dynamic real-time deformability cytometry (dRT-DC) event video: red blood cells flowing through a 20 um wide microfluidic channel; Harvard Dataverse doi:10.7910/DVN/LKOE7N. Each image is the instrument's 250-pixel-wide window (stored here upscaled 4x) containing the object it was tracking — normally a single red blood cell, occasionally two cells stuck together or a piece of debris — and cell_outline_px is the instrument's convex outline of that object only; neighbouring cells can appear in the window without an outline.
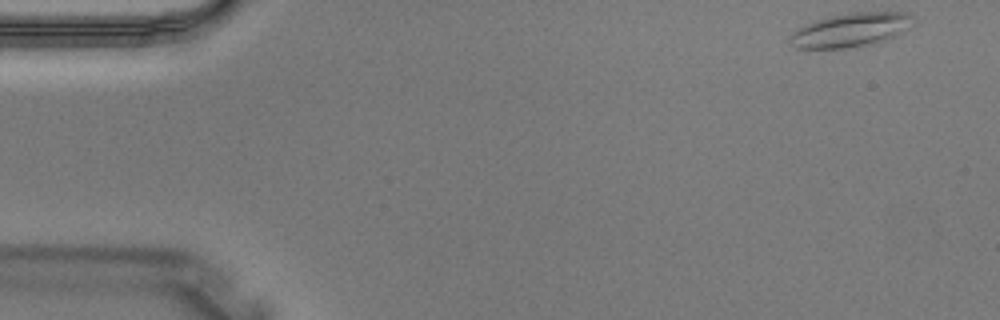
{"species": "Egyptian fruit bat (a non-hibernating species)", "species_latin": "Rousettus aegyptiacus", "temperature_condition": "warm", "stored_images_in_passage": 3, "camera_frame_rate_fps": 3000, "um_per_image_px": 0.085, "animal": {"sex": "male"}, "frame": {"image": 1, "passage_image": 1, "time_ms": 0.0, "image_size_px": [1000, 320], "cell_outline_px": [[916, 16], [908, 28], [884, 40], [872, 44], [844, 48], [796, 48], [792, 44], [792, 32], [796, 28], [832, 16], [852, 12], [908, 12]], "centroid_in_image_um": [72.36, 2.53], "position_along_channel_um": 12.6, "area_um2": 23.81}}